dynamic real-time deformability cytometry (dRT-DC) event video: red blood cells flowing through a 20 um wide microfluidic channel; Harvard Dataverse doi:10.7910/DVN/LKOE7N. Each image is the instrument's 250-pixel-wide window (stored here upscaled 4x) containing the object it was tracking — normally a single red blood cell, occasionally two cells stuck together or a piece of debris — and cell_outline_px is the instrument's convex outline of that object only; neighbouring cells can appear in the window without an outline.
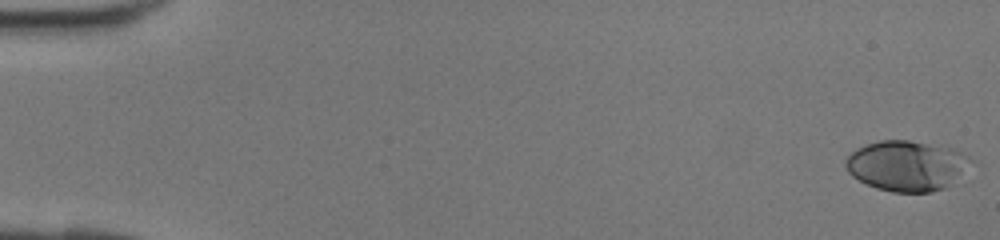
{"species": "human", "species_latin": "Homo sapiens", "temperature_condition": "room temperature", "stored_images_in_passage": 42, "camera_frame_rate_fps": 3000, "um_per_image_px": 0.085, "donor": {"sex": "female"}, "frame": {"image": 1, "passage_image": 1, "time_ms": 0.0, "image_size_px": [1000, 240], "cell_outline_px": [[976, 160], [944, 188], [932, 192], [892, 192], [876, 188], [852, 176], [848, 172], [844, 164], [844, 160], [856, 148], [880, 140], [908, 140], [952, 148]], "centroid_in_image_um": [77.05, 14.08], "position_along_channel_um": 7.9, "area_um2": 36.47}}
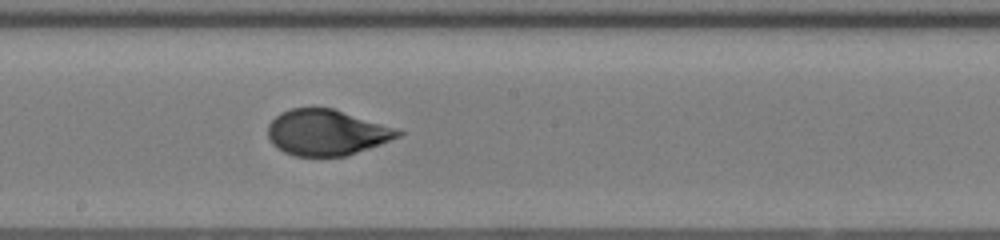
{"frame": {"image": 2, "passage_image": 24, "time_ms": 7.667, "image_size_px": [1000, 240], "cell_outline_px": [[404, 132], [400, 136], [380, 144], [344, 156], [296, 156], [284, 152], [276, 148], [272, 144], [268, 136], [268, 124], [280, 112], [292, 108], [332, 108], [396, 128]], "centroid_in_image_um": [27.72, 11.26], "position_along_channel_um": 220.5, "area_um2": 34.45}}
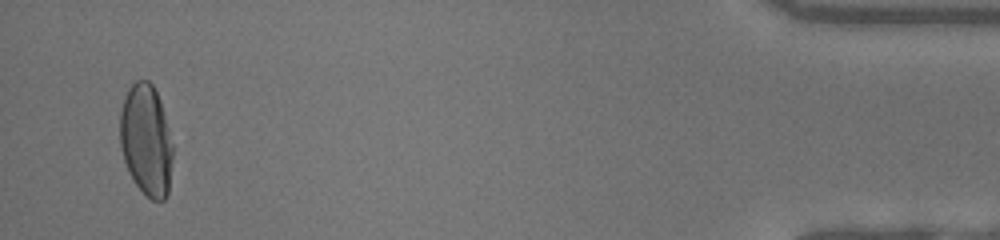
{"frame": {"image": 3, "passage_image": 41, "time_ms": 13.333, "image_size_px": [1000, 240], "cell_outline_px": [[172, 156], [168, 192], [164, 200], [152, 200], [132, 180], [128, 172], [124, 160], [120, 144], [120, 112], [128, 88], [136, 80], [148, 80], [152, 84], [160, 100], [168, 128], [172, 144]], "centroid_in_image_um": [12.41, 11.9], "position_along_channel_um": 422.8, "area_um2": 33.99}}